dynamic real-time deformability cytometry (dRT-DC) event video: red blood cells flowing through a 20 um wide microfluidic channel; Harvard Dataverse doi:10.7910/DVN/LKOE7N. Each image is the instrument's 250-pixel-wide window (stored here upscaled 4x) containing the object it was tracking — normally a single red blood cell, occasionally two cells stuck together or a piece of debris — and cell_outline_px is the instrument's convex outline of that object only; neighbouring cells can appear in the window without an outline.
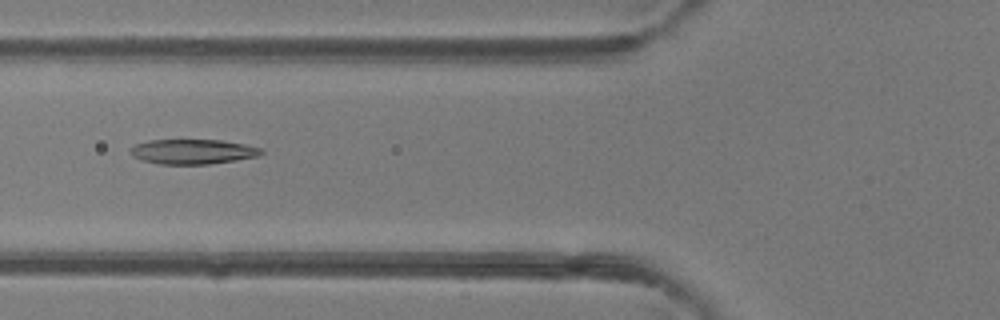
{"species": "common noctule bat (a hibernating species)", "species_latin": "Nyctalus noctula", "temperature_condition": "room temperature", "stored_images_in_passage": 6, "camera_frame_rate_fps": 3000, "um_per_image_px": 0.085, "animal": {"sex": "female"}, "frame": {"image": 1, "passage_image": 5, "time_ms": 1.333, "image_size_px": [1000, 320], "cell_outline_px": [[264, 152], [256, 156], [236, 160], [208, 164], [160, 164], [144, 160], [132, 156], [128, 152], [136, 144], [148, 140], [220, 140], [244, 144], [260, 148]], "centroid_in_image_um": [16.36, 12.88], "position_along_channel_um": 109.4, "area_um2": 18.73}}
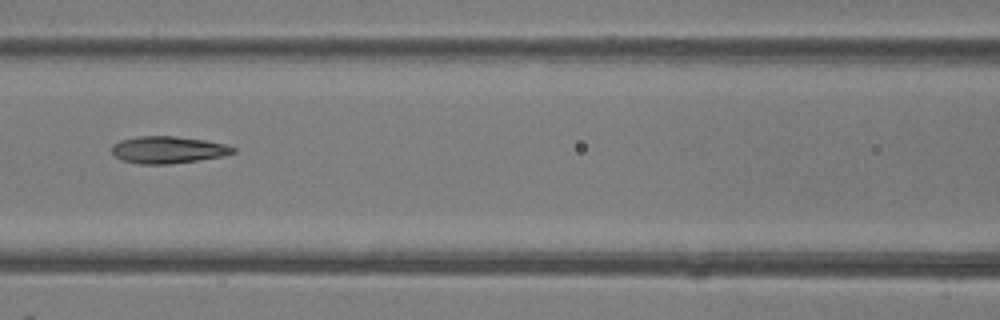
{"frame": {"image": 2, "passage_image": 6, "time_ms": 1.667, "image_size_px": [1000, 320], "cell_outline_px": [[236, 152], [224, 156], [168, 164], [140, 164], [124, 160], [112, 156], [112, 144], [120, 140], [140, 136], [176, 136], [204, 140], [228, 144], [236, 148]], "centroid_in_image_um": [14.29, 12.73], "position_along_channel_um": 152.3, "area_um2": 19.19}}